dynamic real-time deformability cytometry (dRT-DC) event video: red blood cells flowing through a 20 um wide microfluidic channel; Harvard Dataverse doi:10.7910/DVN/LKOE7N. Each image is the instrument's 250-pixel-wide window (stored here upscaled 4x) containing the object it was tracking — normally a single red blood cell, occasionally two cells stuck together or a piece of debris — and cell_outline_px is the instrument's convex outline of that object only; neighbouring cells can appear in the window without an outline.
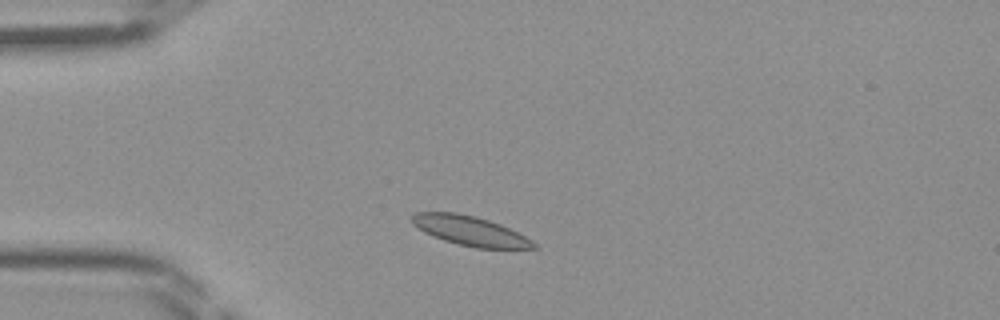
{"species": "Egyptian fruit bat (a non-hibernating species)", "species_latin": "Rousettus aegyptiacus", "temperature_condition": "room temperature", "stored_images_in_passage": 31, "camera_frame_rate_fps": 3000, "um_per_image_px": 0.085, "frame": {"image": 1, "passage_image": 4, "time_ms": 1.0, "image_size_px": [1000, 320], "cell_outline_px": [[540, 248], [476, 248], [444, 240], [432, 236], [424, 232], [412, 224], [412, 216], [416, 212], [456, 212], [488, 220], [500, 224], [532, 240]], "centroid_in_image_um": [39.94, 19.62], "position_along_channel_um": 45.1, "area_um2": 20.63}}
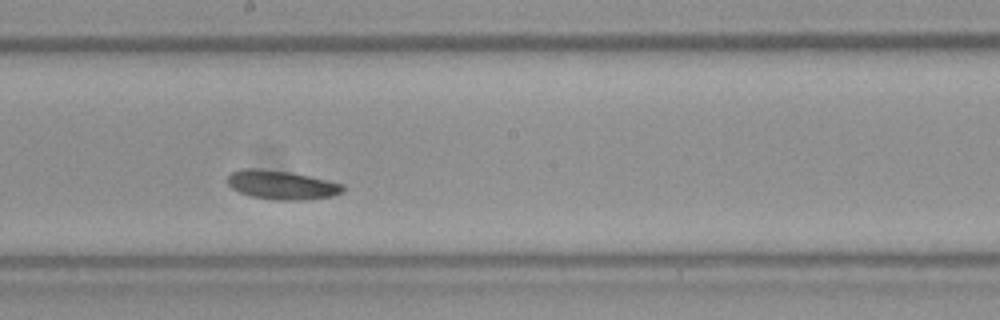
{"frame": {"image": 2, "passage_image": 18, "time_ms": 5.667, "image_size_px": [1000, 320], "cell_outline_px": [[344, 192], [332, 196], [304, 200], [272, 200], [248, 196], [232, 188], [228, 184], [228, 176], [232, 172], [240, 168], [260, 168], [288, 172], [308, 176], [344, 184]], "centroid_in_image_um": [23.92, 15.72], "position_along_channel_um": 224.3, "area_um2": 19.54}}
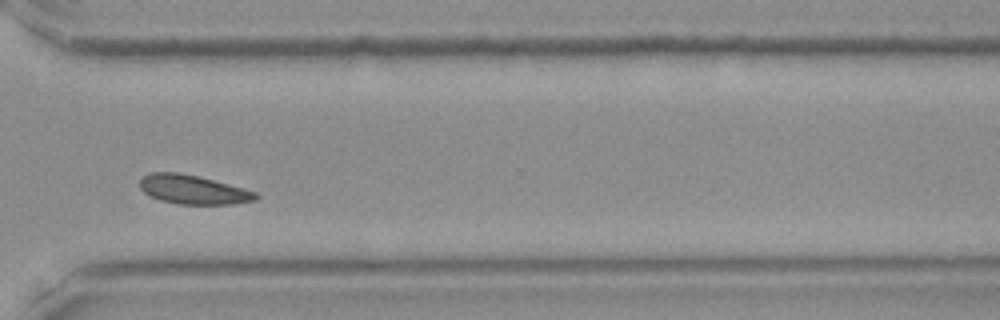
{"frame": {"image": 3, "passage_image": 27, "time_ms": 8.667, "image_size_px": [1000, 320], "cell_outline_px": [[260, 196], [256, 200], [232, 204], [176, 204], [160, 200], [144, 192], [140, 188], [140, 180], [148, 172], [176, 172], [196, 176], [244, 188], [256, 192]], "centroid_in_image_um": [16.41, 16.12], "position_along_channel_um": 354.2, "area_um2": 19.48}}